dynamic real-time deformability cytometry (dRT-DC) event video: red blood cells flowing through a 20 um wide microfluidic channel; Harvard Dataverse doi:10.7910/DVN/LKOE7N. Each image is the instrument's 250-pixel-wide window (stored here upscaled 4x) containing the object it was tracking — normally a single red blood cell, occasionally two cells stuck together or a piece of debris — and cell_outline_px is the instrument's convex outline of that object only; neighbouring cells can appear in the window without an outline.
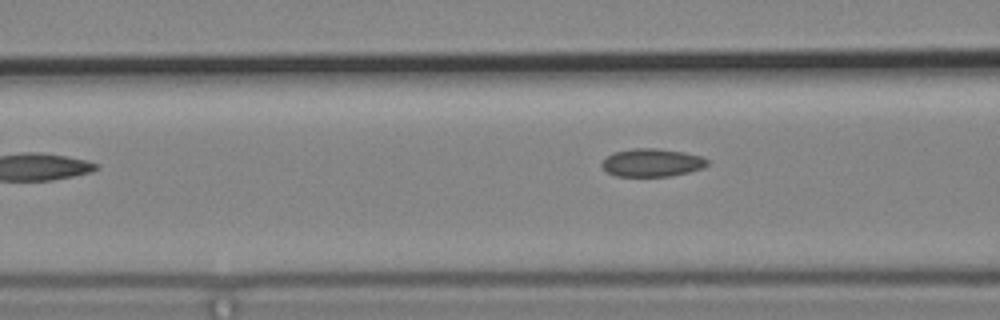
{"species": "common noctule bat (a hibernating species)", "species_latin": "Nyctalus noctula", "temperature_condition": "cold", "stored_images_in_passage": 8, "segment_of_instrument_passage": [2, 2], "camera_frame_rate_fps": 3000, "um_per_image_px": 0.085, "animal": {"sex": "male", "body_mass_g": 19.2, "forearm_length_mm": 51.8}, "frame": {"image": 1, "passage_image": 8, "time_ms": 2.333, "image_size_px": [1000, 320], "cell_outline_px": [[708, 164], [704, 168], [672, 176], [616, 176], [608, 172], [600, 164], [612, 152], [632, 148], [656, 148], [684, 152], [700, 156], [708, 160]], "centroid_in_image_um": [55.42, 13.82], "position_along_channel_um": 111.2, "area_um2": 17.22}}